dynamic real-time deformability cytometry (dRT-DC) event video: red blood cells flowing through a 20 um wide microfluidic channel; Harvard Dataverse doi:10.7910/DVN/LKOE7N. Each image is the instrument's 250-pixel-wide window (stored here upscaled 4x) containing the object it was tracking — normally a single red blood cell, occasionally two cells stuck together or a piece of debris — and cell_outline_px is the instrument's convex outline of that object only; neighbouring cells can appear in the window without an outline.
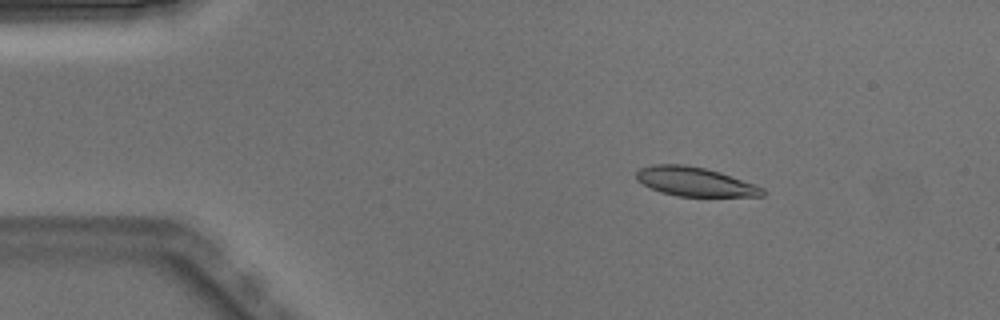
{"species": "Egyptian fruit bat (a non-hibernating species)", "species_latin": "Rousettus aegyptiacus", "temperature_condition": "warm", "stored_images_in_passage": 4, "camera_frame_rate_fps": 3000, "um_per_image_px": 0.085, "animal": {"sex": "male"}, "frame": {"image": 1, "passage_image": 3, "time_ms": 0.667, "image_size_px": [1000, 320], "cell_outline_px": [[764, 196], [676, 196], [660, 192], [636, 180], [636, 172], [640, 168], [652, 164], [684, 164], [704, 168], [720, 172], [756, 184], [764, 188]], "centroid_in_image_um": [59.06, 15.44], "position_along_channel_um": 25.9, "area_um2": 21.39}}